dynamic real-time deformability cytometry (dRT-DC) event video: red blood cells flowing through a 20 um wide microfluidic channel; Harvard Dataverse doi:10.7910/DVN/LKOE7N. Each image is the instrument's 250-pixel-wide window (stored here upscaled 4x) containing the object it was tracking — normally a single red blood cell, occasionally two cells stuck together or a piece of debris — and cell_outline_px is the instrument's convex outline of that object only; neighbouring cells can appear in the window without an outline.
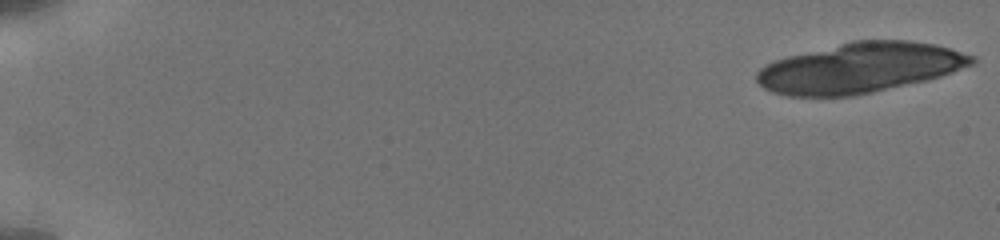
{"species": "human", "species_latin": "Homo sapiens", "temperature_condition": "cold", "stored_images_in_passage": 22, "camera_frame_rate_fps": 3000, "um_per_image_px": 0.085, "donor": {"sex": "male"}, "frame": {"image": 1, "passage_image": 1, "time_ms": 0.0, "image_size_px": [1000, 240], "cell_outline_px": [[976, 64], [928, 80], [856, 96], [788, 96], [772, 92], [764, 88], [756, 80], [756, 72], [760, 68], [776, 60], [788, 56], [852, 40], [908, 40], [936, 44], [976, 56]], "centroid_in_image_um": [73.13, 5.77], "position_along_channel_um": 11.9, "area_um2": 63.06}}
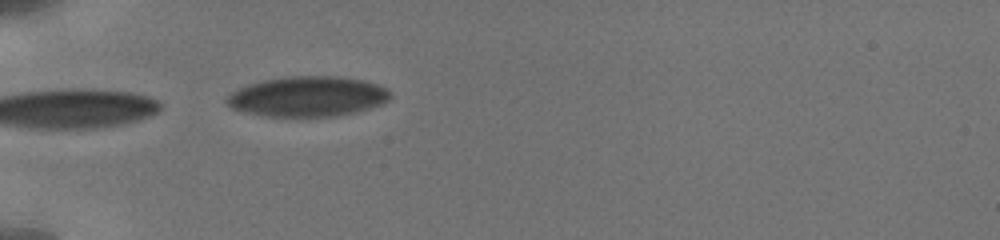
{"frame": {"image": 2, "passage_image": 15, "time_ms": 6.0, "image_size_px": [1000, 240], "cell_outline_px": [[392, 96], [388, 100], [380, 104], [356, 112], [336, 116], [268, 116], [244, 112], [232, 108], [224, 100], [232, 92], [248, 84], [264, 80], [284, 76], [336, 76], [364, 80], [380, 84], [388, 88], [392, 92]], "centroid_in_image_um": [26.19, 8.19], "position_along_channel_um": 58.8, "area_um2": 38.38}}
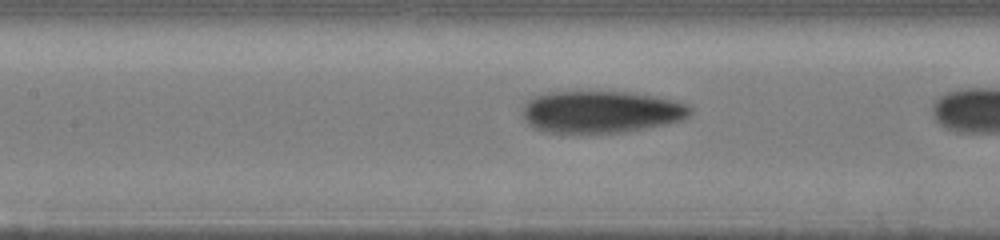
{"frame": {"image": 3, "passage_image": 21, "time_ms": 8.0, "image_size_px": [1000, 240], "cell_outline_px": [[692, 112], [684, 120], [624, 132], [544, 132], [532, 128], [524, 120], [520, 112], [524, 104], [528, 100], [536, 96], [548, 92], [632, 92], [656, 96], [676, 100], [688, 104], [692, 108]], "centroid_in_image_um": [51.08, 9.5], "position_along_channel_um": 156.3, "area_um2": 41.33}}